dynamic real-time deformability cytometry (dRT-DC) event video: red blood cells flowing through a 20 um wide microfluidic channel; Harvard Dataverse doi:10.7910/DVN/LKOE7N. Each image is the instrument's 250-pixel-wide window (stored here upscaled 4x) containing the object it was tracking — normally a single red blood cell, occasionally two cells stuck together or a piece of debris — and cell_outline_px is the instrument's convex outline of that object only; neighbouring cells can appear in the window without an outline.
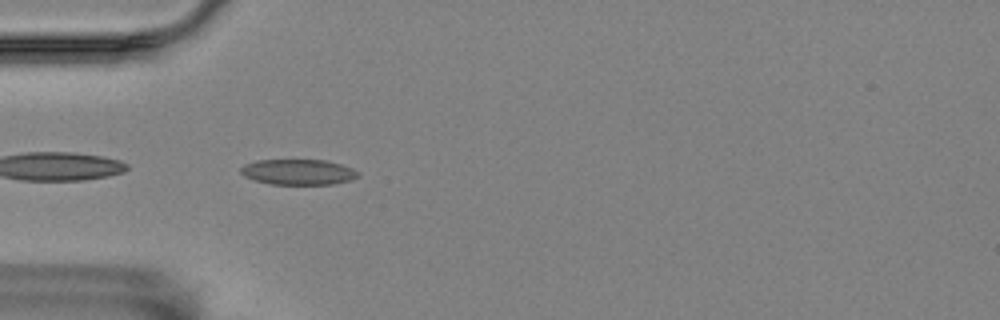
{"species": "Egyptian fruit bat (a non-hibernating species)", "species_latin": "Rousettus aegyptiacus", "temperature_condition": "room temperature", "stored_images_in_passage": 41, "camera_frame_rate_fps": 3000, "um_per_image_px": 0.085, "animal": {"sex": "female"}, "frame": {"image": 1, "passage_image": 2, "time_ms": 0.333, "image_size_px": [1000, 320], "cell_outline_px": [[360, 176], [352, 180], [332, 184], [272, 184], [256, 180], [244, 176], [240, 172], [240, 168], [244, 164], [256, 160], [324, 160], [340, 164], [352, 168], [360, 172]], "centroid_in_image_um": [25.37, 14.62], "position_along_channel_um": 59.6, "area_um2": 17.46}}
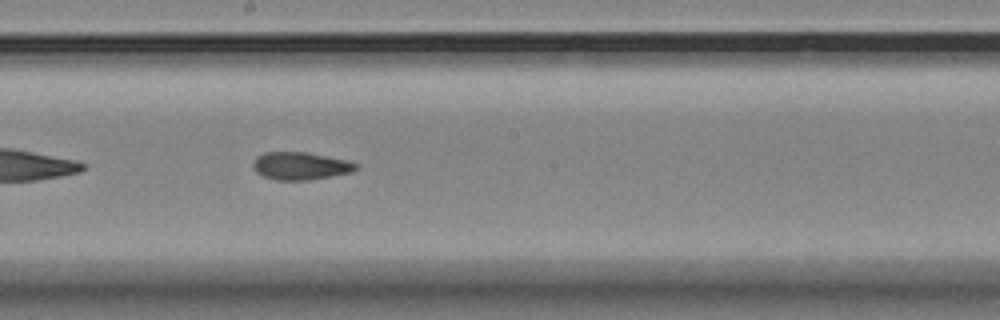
{"frame": {"image": 2, "passage_image": 16, "time_ms": 5.0, "image_size_px": [1000, 320], "cell_outline_px": [[356, 168], [352, 172], [308, 180], [276, 180], [264, 176], [256, 172], [252, 168], [252, 164], [256, 156], [264, 152], [304, 152], [344, 160], [356, 164]], "centroid_in_image_um": [25.45, 14.1], "position_along_channel_um": 222.8, "area_um2": 16.3}}
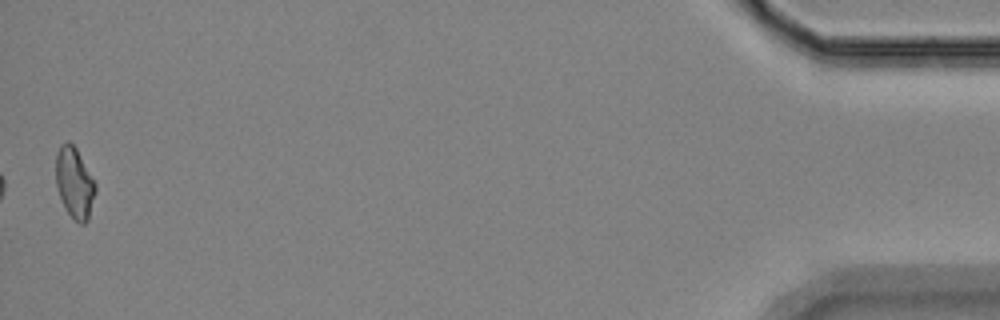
{"frame": {"image": 3, "passage_image": 41, "time_ms": 13.333, "image_size_px": [1000, 320], "cell_outline_px": [[96, 192], [88, 220], [84, 224], [80, 224], [64, 208], [56, 184], [56, 152], [60, 144], [68, 140], [76, 148], [96, 184]], "centroid_in_image_um": [6.33, 15.53], "position_along_channel_um": 428.9, "area_um2": 16.3}, "authors_computed_cell_mechanics": {"area_um2": 16.5886, "velocity_mm_per_s": 3.5311, "shape_relaxation_time_tau1_ms": null, "shape_relaxation_time_tau2_ms": 2.5046, "deformation_change_tau1": null, "deformation_change_tau2": 0.0733}}